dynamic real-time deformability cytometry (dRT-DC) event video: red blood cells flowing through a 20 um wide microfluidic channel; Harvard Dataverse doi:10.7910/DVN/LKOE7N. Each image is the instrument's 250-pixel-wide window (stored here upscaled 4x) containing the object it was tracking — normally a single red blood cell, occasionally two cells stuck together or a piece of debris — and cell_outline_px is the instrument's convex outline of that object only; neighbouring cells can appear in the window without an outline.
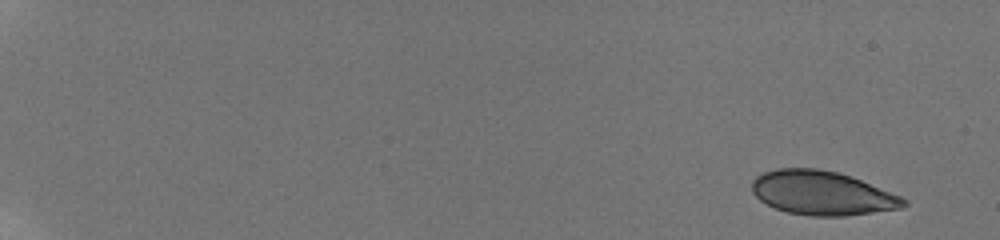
{"species": "human", "species_latin": "Homo sapiens", "temperature_condition": "room temperature", "stored_images_in_passage": 38, "camera_frame_rate_fps": 3000, "um_per_image_px": 0.085, "donor": {"sex": "male"}, "frame": {"image": 1, "passage_image": 1, "time_ms": 0.0, "image_size_px": [1000, 240], "cell_outline_px": [[908, 204], [900, 208], [844, 216], [808, 216], [788, 212], [776, 208], [760, 200], [752, 192], [752, 180], [756, 176], [764, 172], [776, 168], [816, 168], [836, 172], [860, 180], [900, 196], [908, 200]], "centroid_in_image_um": [69.84, 16.41], "position_along_channel_um": 15.2, "area_um2": 38.55}}
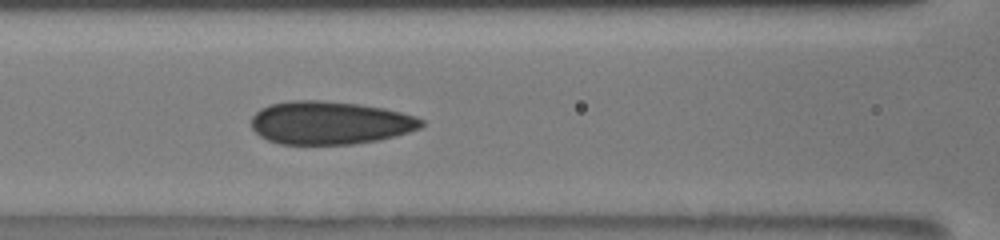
{"frame": {"image": 2, "passage_image": 27, "time_ms": 8.667, "image_size_px": [1000, 240], "cell_outline_px": [[424, 124], [420, 128], [396, 136], [380, 140], [352, 144], [280, 144], [268, 140], [260, 136], [252, 128], [252, 116], [260, 108], [268, 104], [292, 100], [320, 100], [356, 104], [384, 108], [416, 116], [424, 120]], "centroid_in_image_um": [28.04, 10.44], "position_along_channel_um": 138.6, "area_um2": 42.83}}
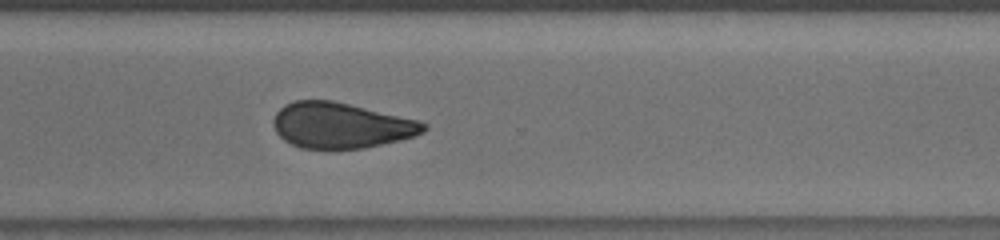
{"frame": {"image": 3, "passage_image": 38, "time_ms": 12.333, "image_size_px": [1000, 240], "cell_outline_px": [[428, 128], [424, 132], [416, 136], [400, 140], [364, 148], [300, 148], [284, 140], [276, 132], [272, 124], [272, 120], [276, 112], [284, 104], [292, 100], [332, 100], [416, 120], [428, 124]], "centroid_in_image_um": [28.95, 10.65], "position_along_channel_um": 341.7, "area_um2": 39.82}}